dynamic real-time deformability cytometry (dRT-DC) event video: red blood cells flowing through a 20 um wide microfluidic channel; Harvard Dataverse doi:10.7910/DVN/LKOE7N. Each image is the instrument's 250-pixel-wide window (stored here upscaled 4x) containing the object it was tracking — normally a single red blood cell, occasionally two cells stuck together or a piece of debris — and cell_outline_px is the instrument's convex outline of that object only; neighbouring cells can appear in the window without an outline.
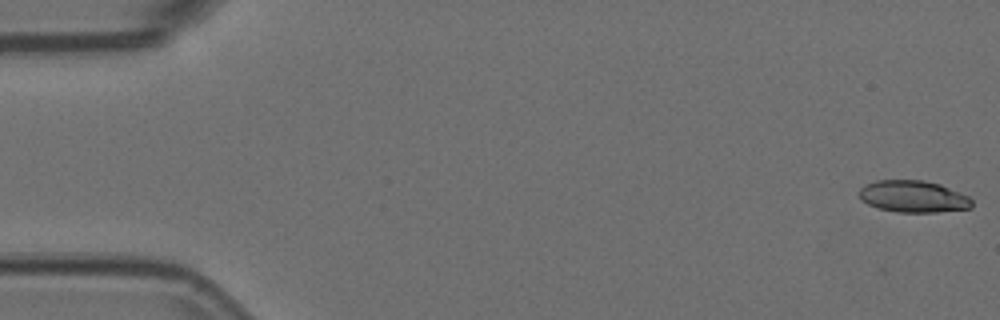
{"species": "Egyptian fruit bat (a non-hibernating species)", "species_latin": "Rousettus aegyptiacus", "temperature_condition": "room temperature", "stored_images_in_passage": 4, "camera_frame_rate_fps": 3000, "um_per_image_px": 0.085, "animal": {"sex": "female"}, "frame": {"image": 1, "passage_image": 1, "time_ms": 0.0, "image_size_px": [1000, 320], "cell_outline_px": [[972, 208], [936, 212], [896, 212], [876, 208], [860, 200], [856, 192], [864, 184], [876, 180], [924, 180], [940, 184], [968, 196], [972, 200]], "centroid_in_image_um": [77.56, 16.7], "position_along_channel_um": 7.4, "area_um2": 21.21}}